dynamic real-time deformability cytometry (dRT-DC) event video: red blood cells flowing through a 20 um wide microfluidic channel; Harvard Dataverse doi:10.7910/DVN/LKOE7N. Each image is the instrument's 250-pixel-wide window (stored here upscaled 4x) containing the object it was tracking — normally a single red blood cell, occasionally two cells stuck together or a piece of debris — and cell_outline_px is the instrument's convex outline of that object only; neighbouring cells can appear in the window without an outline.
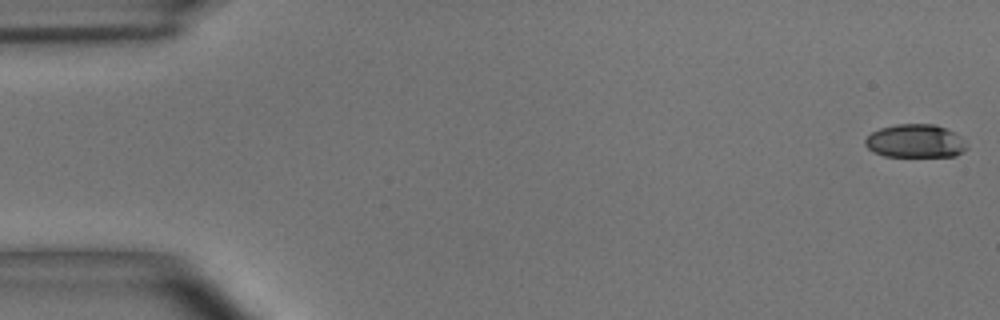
{"species": "common noctule bat (a hibernating species)", "species_latin": "Nyctalus noctula", "temperature_condition": "room temperature", "stored_images_in_passage": 9, "camera_frame_rate_fps": 3000, "um_per_image_px": 0.085, "animal": {"sex": "male", "body_mass_g": 15.6}, "frame": {"image": 1, "passage_image": 1, "time_ms": 0.0, "image_size_px": [1000, 320], "cell_outline_px": [[968, 148], [964, 152], [956, 156], [884, 156], [872, 152], [864, 144], [864, 140], [872, 132], [880, 128], [896, 124], [936, 124], [956, 132]], "centroid_in_image_um": [77.8, 11.99], "position_along_channel_um": 7.2, "area_um2": 19.88}}